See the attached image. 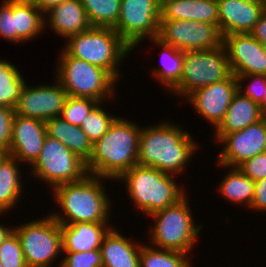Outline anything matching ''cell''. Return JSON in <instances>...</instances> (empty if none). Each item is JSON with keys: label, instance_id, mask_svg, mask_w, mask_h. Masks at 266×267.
I'll list each match as a JSON object with an SVG mask.
<instances>
[{"label": "cell", "instance_id": "cell-1", "mask_svg": "<svg viewBox=\"0 0 266 267\" xmlns=\"http://www.w3.org/2000/svg\"><path fill=\"white\" fill-rule=\"evenodd\" d=\"M171 121L162 119L145 127L142 125L138 165L181 177L188 174L187 167L191 165L193 156L196 158L201 143L182 125Z\"/></svg>", "mask_w": 266, "mask_h": 267}, {"label": "cell", "instance_id": "cell-2", "mask_svg": "<svg viewBox=\"0 0 266 267\" xmlns=\"http://www.w3.org/2000/svg\"><path fill=\"white\" fill-rule=\"evenodd\" d=\"M108 180L113 181L87 174L82 180L55 186L51 199L59 209L47 212L60 224L110 223L115 200L107 194Z\"/></svg>", "mask_w": 266, "mask_h": 267}, {"label": "cell", "instance_id": "cell-3", "mask_svg": "<svg viewBox=\"0 0 266 267\" xmlns=\"http://www.w3.org/2000/svg\"><path fill=\"white\" fill-rule=\"evenodd\" d=\"M141 129L136 120L118 116L105 135L93 144L91 157L86 162L88 174L116 181L138 165Z\"/></svg>", "mask_w": 266, "mask_h": 267}, {"label": "cell", "instance_id": "cell-4", "mask_svg": "<svg viewBox=\"0 0 266 267\" xmlns=\"http://www.w3.org/2000/svg\"><path fill=\"white\" fill-rule=\"evenodd\" d=\"M115 182L124 184L130 204L143 213V217L176 204L188 192L187 186H181L178 176L140 165L133 166Z\"/></svg>", "mask_w": 266, "mask_h": 267}, {"label": "cell", "instance_id": "cell-5", "mask_svg": "<svg viewBox=\"0 0 266 267\" xmlns=\"http://www.w3.org/2000/svg\"><path fill=\"white\" fill-rule=\"evenodd\" d=\"M189 197L191 196L187 193L176 204L148 217L149 220H154L147 226L148 244L160 249L194 254L193 249L198 245V239H201L205 224L202 221L200 224L194 221L196 217L191 210L189 203L192 201Z\"/></svg>", "mask_w": 266, "mask_h": 267}, {"label": "cell", "instance_id": "cell-6", "mask_svg": "<svg viewBox=\"0 0 266 267\" xmlns=\"http://www.w3.org/2000/svg\"><path fill=\"white\" fill-rule=\"evenodd\" d=\"M64 41L62 48L70 56L105 69L118 82L127 76L120 68L134 51L112 27H91Z\"/></svg>", "mask_w": 266, "mask_h": 267}, {"label": "cell", "instance_id": "cell-7", "mask_svg": "<svg viewBox=\"0 0 266 267\" xmlns=\"http://www.w3.org/2000/svg\"><path fill=\"white\" fill-rule=\"evenodd\" d=\"M58 53L53 79L64 87L68 96L92 98L100 103L113 101L111 103L115 104L119 95L116 85L121 82L105 69L70 56L63 48Z\"/></svg>", "mask_w": 266, "mask_h": 267}, {"label": "cell", "instance_id": "cell-8", "mask_svg": "<svg viewBox=\"0 0 266 267\" xmlns=\"http://www.w3.org/2000/svg\"><path fill=\"white\" fill-rule=\"evenodd\" d=\"M21 223L15 224L13 231L20 241L27 267H60L63 255L61 224L49 213Z\"/></svg>", "mask_w": 266, "mask_h": 267}, {"label": "cell", "instance_id": "cell-9", "mask_svg": "<svg viewBox=\"0 0 266 267\" xmlns=\"http://www.w3.org/2000/svg\"><path fill=\"white\" fill-rule=\"evenodd\" d=\"M232 74L224 45L219 48L183 52L182 76L168 92L179 104L193 91L223 81ZM183 99V100H182Z\"/></svg>", "mask_w": 266, "mask_h": 267}, {"label": "cell", "instance_id": "cell-10", "mask_svg": "<svg viewBox=\"0 0 266 267\" xmlns=\"http://www.w3.org/2000/svg\"><path fill=\"white\" fill-rule=\"evenodd\" d=\"M29 168V173L26 172L28 178L32 176L34 181L46 185L49 191L57 185L82 180L88 174L85 161L48 135L39 157Z\"/></svg>", "mask_w": 266, "mask_h": 267}, {"label": "cell", "instance_id": "cell-11", "mask_svg": "<svg viewBox=\"0 0 266 267\" xmlns=\"http://www.w3.org/2000/svg\"><path fill=\"white\" fill-rule=\"evenodd\" d=\"M160 7L158 0H121L119 19L113 29L135 54L142 43L158 36Z\"/></svg>", "mask_w": 266, "mask_h": 267}, {"label": "cell", "instance_id": "cell-12", "mask_svg": "<svg viewBox=\"0 0 266 267\" xmlns=\"http://www.w3.org/2000/svg\"><path fill=\"white\" fill-rule=\"evenodd\" d=\"M157 38L183 52L215 49L223 45L218 27L192 20H160Z\"/></svg>", "mask_w": 266, "mask_h": 267}, {"label": "cell", "instance_id": "cell-13", "mask_svg": "<svg viewBox=\"0 0 266 267\" xmlns=\"http://www.w3.org/2000/svg\"><path fill=\"white\" fill-rule=\"evenodd\" d=\"M48 83L29 85L26 82L13 107L15 115L44 122L60 117L68 94L56 79Z\"/></svg>", "mask_w": 266, "mask_h": 267}, {"label": "cell", "instance_id": "cell-14", "mask_svg": "<svg viewBox=\"0 0 266 267\" xmlns=\"http://www.w3.org/2000/svg\"><path fill=\"white\" fill-rule=\"evenodd\" d=\"M217 144L223 147L216 155L214 164L238 167L245 160L266 152V118L225 135Z\"/></svg>", "mask_w": 266, "mask_h": 267}, {"label": "cell", "instance_id": "cell-15", "mask_svg": "<svg viewBox=\"0 0 266 267\" xmlns=\"http://www.w3.org/2000/svg\"><path fill=\"white\" fill-rule=\"evenodd\" d=\"M238 91V80L234 74L227 79L201 87L185 98V103L194 108L199 118L215 129L223 120L234 94Z\"/></svg>", "mask_w": 266, "mask_h": 267}, {"label": "cell", "instance_id": "cell-16", "mask_svg": "<svg viewBox=\"0 0 266 267\" xmlns=\"http://www.w3.org/2000/svg\"><path fill=\"white\" fill-rule=\"evenodd\" d=\"M223 45L232 74L266 76V53L263 44L250 33L225 35Z\"/></svg>", "mask_w": 266, "mask_h": 267}, {"label": "cell", "instance_id": "cell-17", "mask_svg": "<svg viewBox=\"0 0 266 267\" xmlns=\"http://www.w3.org/2000/svg\"><path fill=\"white\" fill-rule=\"evenodd\" d=\"M46 136L44 121L14 115L8 153L20 162L22 167L24 165L29 168L39 157Z\"/></svg>", "mask_w": 266, "mask_h": 267}, {"label": "cell", "instance_id": "cell-18", "mask_svg": "<svg viewBox=\"0 0 266 267\" xmlns=\"http://www.w3.org/2000/svg\"><path fill=\"white\" fill-rule=\"evenodd\" d=\"M218 1V28L224 37L228 34L250 33L266 10V6L254 5L243 0Z\"/></svg>", "mask_w": 266, "mask_h": 267}, {"label": "cell", "instance_id": "cell-19", "mask_svg": "<svg viewBox=\"0 0 266 267\" xmlns=\"http://www.w3.org/2000/svg\"><path fill=\"white\" fill-rule=\"evenodd\" d=\"M44 20L45 30L51 29L54 34L65 40L92 27L80 0H65L51 7L44 13Z\"/></svg>", "mask_w": 266, "mask_h": 267}, {"label": "cell", "instance_id": "cell-20", "mask_svg": "<svg viewBox=\"0 0 266 267\" xmlns=\"http://www.w3.org/2000/svg\"><path fill=\"white\" fill-rule=\"evenodd\" d=\"M119 229L114 225L102 241L100 251L103 267H139L142 240H135L133 234L129 238Z\"/></svg>", "mask_w": 266, "mask_h": 267}, {"label": "cell", "instance_id": "cell-21", "mask_svg": "<svg viewBox=\"0 0 266 267\" xmlns=\"http://www.w3.org/2000/svg\"><path fill=\"white\" fill-rule=\"evenodd\" d=\"M113 226L114 222L61 224L62 251L86 252L100 249L105 235Z\"/></svg>", "mask_w": 266, "mask_h": 267}, {"label": "cell", "instance_id": "cell-22", "mask_svg": "<svg viewBox=\"0 0 266 267\" xmlns=\"http://www.w3.org/2000/svg\"><path fill=\"white\" fill-rule=\"evenodd\" d=\"M263 118L259 104L237 91L223 120L214 129L215 133L212 132L214 134L212 142L217 145L225 135L242 130Z\"/></svg>", "mask_w": 266, "mask_h": 267}, {"label": "cell", "instance_id": "cell-23", "mask_svg": "<svg viewBox=\"0 0 266 267\" xmlns=\"http://www.w3.org/2000/svg\"><path fill=\"white\" fill-rule=\"evenodd\" d=\"M217 0H168L161 4L160 20H192L218 27Z\"/></svg>", "mask_w": 266, "mask_h": 267}, {"label": "cell", "instance_id": "cell-24", "mask_svg": "<svg viewBox=\"0 0 266 267\" xmlns=\"http://www.w3.org/2000/svg\"><path fill=\"white\" fill-rule=\"evenodd\" d=\"M14 157L8 155L0 164V214L16 212L19 203L23 201L24 167ZM23 172V173H22ZM23 178V180H22ZM24 189V190H23ZM12 210V211H11Z\"/></svg>", "mask_w": 266, "mask_h": 267}, {"label": "cell", "instance_id": "cell-25", "mask_svg": "<svg viewBox=\"0 0 266 267\" xmlns=\"http://www.w3.org/2000/svg\"><path fill=\"white\" fill-rule=\"evenodd\" d=\"M219 169L227 170L224 177H221L218 186H216L217 193L227 203L234 204L236 206H244L246 210L250 209L253 198L255 183L248 176H245L237 167H226L218 163L215 166ZM221 167V168H220ZM239 204V205H238Z\"/></svg>", "mask_w": 266, "mask_h": 267}, {"label": "cell", "instance_id": "cell-26", "mask_svg": "<svg viewBox=\"0 0 266 267\" xmlns=\"http://www.w3.org/2000/svg\"><path fill=\"white\" fill-rule=\"evenodd\" d=\"M149 43H153L155 47L160 49L161 64L152 67L148 71L151 72V79H155L153 82H158L160 87L164 88V92L168 93L180 80L182 76L183 67V51L176 49L175 47L162 42L159 38L148 39Z\"/></svg>", "mask_w": 266, "mask_h": 267}, {"label": "cell", "instance_id": "cell-27", "mask_svg": "<svg viewBox=\"0 0 266 267\" xmlns=\"http://www.w3.org/2000/svg\"><path fill=\"white\" fill-rule=\"evenodd\" d=\"M14 23L17 46L36 40L45 31L44 13L31 0H14Z\"/></svg>", "mask_w": 266, "mask_h": 267}, {"label": "cell", "instance_id": "cell-28", "mask_svg": "<svg viewBox=\"0 0 266 267\" xmlns=\"http://www.w3.org/2000/svg\"><path fill=\"white\" fill-rule=\"evenodd\" d=\"M26 82L15 63L0 58V106L13 108Z\"/></svg>", "mask_w": 266, "mask_h": 267}, {"label": "cell", "instance_id": "cell-29", "mask_svg": "<svg viewBox=\"0 0 266 267\" xmlns=\"http://www.w3.org/2000/svg\"><path fill=\"white\" fill-rule=\"evenodd\" d=\"M191 255L175 250L160 249L142 243L139 267H192ZM196 267V266H193Z\"/></svg>", "mask_w": 266, "mask_h": 267}, {"label": "cell", "instance_id": "cell-30", "mask_svg": "<svg viewBox=\"0 0 266 267\" xmlns=\"http://www.w3.org/2000/svg\"><path fill=\"white\" fill-rule=\"evenodd\" d=\"M92 27H114L120 13L121 0H80Z\"/></svg>", "mask_w": 266, "mask_h": 267}, {"label": "cell", "instance_id": "cell-31", "mask_svg": "<svg viewBox=\"0 0 266 267\" xmlns=\"http://www.w3.org/2000/svg\"><path fill=\"white\" fill-rule=\"evenodd\" d=\"M110 102L111 101L99 103L93 111L87 115L80 126L92 144L105 135L112 123L119 116L117 113L114 114L115 112H113V114L112 111L109 112V109L106 111L107 108L105 109L103 107L106 106V103L108 104Z\"/></svg>", "mask_w": 266, "mask_h": 267}, {"label": "cell", "instance_id": "cell-32", "mask_svg": "<svg viewBox=\"0 0 266 267\" xmlns=\"http://www.w3.org/2000/svg\"><path fill=\"white\" fill-rule=\"evenodd\" d=\"M99 103V101L92 98L68 96L60 117L68 123L80 127L83 120Z\"/></svg>", "mask_w": 266, "mask_h": 267}, {"label": "cell", "instance_id": "cell-33", "mask_svg": "<svg viewBox=\"0 0 266 267\" xmlns=\"http://www.w3.org/2000/svg\"><path fill=\"white\" fill-rule=\"evenodd\" d=\"M0 262L3 267H27L20 241L14 231L0 243Z\"/></svg>", "mask_w": 266, "mask_h": 267}, {"label": "cell", "instance_id": "cell-34", "mask_svg": "<svg viewBox=\"0 0 266 267\" xmlns=\"http://www.w3.org/2000/svg\"><path fill=\"white\" fill-rule=\"evenodd\" d=\"M236 77L238 80V91L259 104L265 96L266 76L248 74L237 75Z\"/></svg>", "mask_w": 266, "mask_h": 267}, {"label": "cell", "instance_id": "cell-35", "mask_svg": "<svg viewBox=\"0 0 266 267\" xmlns=\"http://www.w3.org/2000/svg\"><path fill=\"white\" fill-rule=\"evenodd\" d=\"M60 267H103L101 251L63 252Z\"/></svg>", "mask_w": 266, "mask_h": 267}, {"label": "cell", "instance_id": "cell-36", "mask_svg": "<svg viewBox=\"0 0 266 267\" xmlns=\"http://www.w3.org/2000/svg\"><path fill=\"white\" fill-rule=\"evenodd\" d=\"M0 38L17 44V30L14 23V0L0 2Z\"/></svg>", "mask_w": 266, "mask_h": 267}, {"label": "cell", "instance_id": "cell-37", "mask_svg": "<svg viewBox=\"0 0 266 267\" xmlns=\"http://www.w3.org/2000/svg\"><path fill=\"white\" fill-rule=\"evenodd\" d=\"M69 149L87 162L91 157L93 144L81 127L70 124Z\"/></svg>", "mask_w": 266, "mask_h": 267}, {"label": "cell", "instance_id": "cell-38", "mask_svg": "<svg viewBox=\"0 0 266 267\" xmlns=\"http://www.w3.org/2000/svg\"><path fill=\"white\" fill-rule=\"evenodd\" d=\"M251 180L259 181L266 178V152L245 160L237 167Z\"/></svg>", "mask_w": 266, "mask_h": 267}, {"label": "cell", "instance_id": "cell-39", "mask_svg": "<svg viewBox=\"0 0 266 267\" xmlns=\"http://www.w3.org/2000/svg\"><path fill=\"white\" fill-rule=\"evenodd\" d=\"M45 124L47 135L69 148L70 123L61 117H55L47 120Z\"/></svg>", "mask_w": 266, "mask_h": 267}, {"label": "cell", "instance_id": "cell-40", "mask_svg": "<svg viewBox=\"0 0 266 267\" xmlns=\"http://www.w3.org/2000/svg\"><path fill=\"white\" fill-rule=\"evenodd\" d=\"M13 108L0 106V148L9 151L11 144Z\"/></svg>", "mask_w": 266, "mask_h": 267}, {"label": "cell", "instance_id": "cell-41", "mask_svg": "<svg viewBox=\"0 0 266 267\" xmlns=\"http://www.w3.org/2000/svg\"><path fill=\"white\" fill-rule=\"evenodd\" d=\"M254 183V198L250 207V211L255 212L256 214L257 212L260 214H262L263 212L266 213V178L255 181Z\"/></svg>", "mask_w": 266, "mask_h": 267}, {"label": "cell", "instance_id": "cell-42", "mask_svg": "<svg viewBox=\"0 0 266 267\" xmlns=\"http://www.w3.org/2000/svg\"><path fill=\"white\" fill-rule=\"evenodd\" d=\"M250 34L261 44H266V10L255 24Z\"/></svg>", "mask_w": 266, "mask_h": 267}, {"label": "cell", "instance_id": "cell-43", "mask_svg": "<svg viewBox=\"0 0 266 267\" xmlns=\"http://www.w3.org/2000/svg\"><path fill=\"white\" fill-rule=\"evenodd\" d=\"M33 4L43 13L48 11L51 7L61 4L65 0H31Z\"/></svg>", "mask_w": 266, "mask_h": 267}, {"label": "cell", "instance_id": "cell-44", "mask_svg": "<svg viewBox=\"0 0 266 267\" xmlns=\"http://www.w3.org/2000/svg\"><path fill=\"white\" fill-rule=\"evenodd\" d=\"M8 214H0V217L2 216H5L6 218L8 216H6ZM3 224V225H2ZM11 223L9 224H4V223H0V243L14 230V225H10Z\"/></svg>", "mask_w": 266, "mask_h": 267}, {"label": "cell", "instance_id": "cell-45", "mask_svg": "<svg viewBox=\"0 0 266 267\" xmlns=\"http://www.w3.org/2000/svg\"><path fill=\"white\" fill-rule=\"evenodd\" d=\"M261 114L264 118H266V89H265V96L263 100L259 103Z\"/></svg>", "mask_w": 266, "mask_h": 267}, {"label": "cell", "instance_id": "cell-46", "mask_svg": "<svg viewBox=\"0 0 266 267\" xmlns=\"http://www.w3.org/2000/svg\"><path fill=\"white\" fill-rule=\"evenodd\" d=\"M243 1L254 5L266 6V0H243Z\"/></svg>", "mask_w": 266, "mask_h": 267}, {"label": "cell", "instance_id": "cell-47", "mask_svg": "<svg viewBox=\"0 0 266 267\" xmlns=\"http://www.w3.org/2000/svg\"><path fill=\"white\" fill-rule=\"evenodd\" d=\"M9 155L8 151L5 149L0 148V164L3 160Z\"/></svg>", "mask_w": 266, "mask_h": 267}, {"label": "cell", "instance_id": "cell-48", "mask_svg": "<svg viewBox=\"0 0 266 267\" xmlns=\"http://www.w3.org/2000/svg\"><path fill=\"white\" fill-rule=\"evenodd\" d=\"M165 1H168V0H158L159 4L161 5L162 3H164Z\"/></svg>", "mask_w": 266, "mask_h": 267}, {"label": "cell", "instance_id": "cell-49", "mask_svg": "<svg viewBox=\"0 0 266 267\" xmlns=\"http://www.w3.org/2000/svg\"><path fill=\"white\" fill-rule=\"evenodd\" d=\"M264 51L266 53V44H263Z\"/></svg>", "mask_w": 266, "mask_h": 267}]
</instances>
